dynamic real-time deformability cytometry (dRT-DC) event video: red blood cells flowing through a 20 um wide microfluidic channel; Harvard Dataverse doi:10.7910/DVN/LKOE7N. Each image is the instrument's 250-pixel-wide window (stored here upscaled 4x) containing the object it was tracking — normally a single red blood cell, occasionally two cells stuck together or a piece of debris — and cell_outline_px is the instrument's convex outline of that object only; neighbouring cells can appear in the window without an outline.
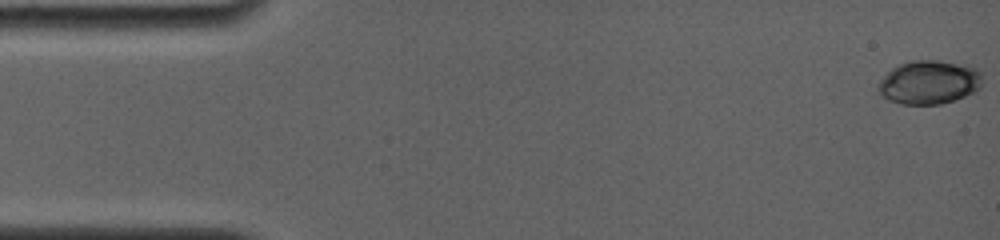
{"species": "common noctule bat (a hibernating species)", "species_latin": "Nyctalus noctula", "temperature_condition": "room temperature", "stored_images_in_passage": 20, "camera_frame_rate_fps": 4000, "um_per_image_px": 0.085, "animal": {"sex": "female", "body_mass_g": 19.0, "forearm_length_mm": 56.7}, "frame": {"image": 1, "passage_image": 1, "time_ms": 0.0, "image_size_px": [1000, 240], "cell_outline_px": [[980, 84], [972, 92], [964, 96], [940, 104], [904, 104], [888, 100], [876, 88], [880, 80], [892, 68], [900, 64], [912, 60], [932, 60], [972, 68], [980, 72]], "centroid_in_image_um": [78.88, 7.01], "position_along_channel_um": 6.1, "area_um2": 25.61}}
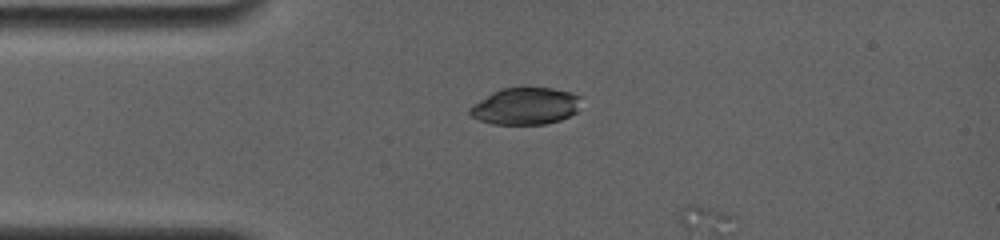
{"frame": {"image": 2, "passage_image": 18, "time_ms": 3.75, "image_size_px": [1000, 240], "cell_outline_px": [[580, 96], [576, 112], [560, 120], [544, 124], [492, 124], [480, 120], [472, 116], [468, 112], [472, 104], [492, 92], [504, 88], [552, 88], [568, 92]], "centroid_in_image_um": [44.62, 9.03], "position_along_channel_um": 40.4, "area_um2": 23.64}}